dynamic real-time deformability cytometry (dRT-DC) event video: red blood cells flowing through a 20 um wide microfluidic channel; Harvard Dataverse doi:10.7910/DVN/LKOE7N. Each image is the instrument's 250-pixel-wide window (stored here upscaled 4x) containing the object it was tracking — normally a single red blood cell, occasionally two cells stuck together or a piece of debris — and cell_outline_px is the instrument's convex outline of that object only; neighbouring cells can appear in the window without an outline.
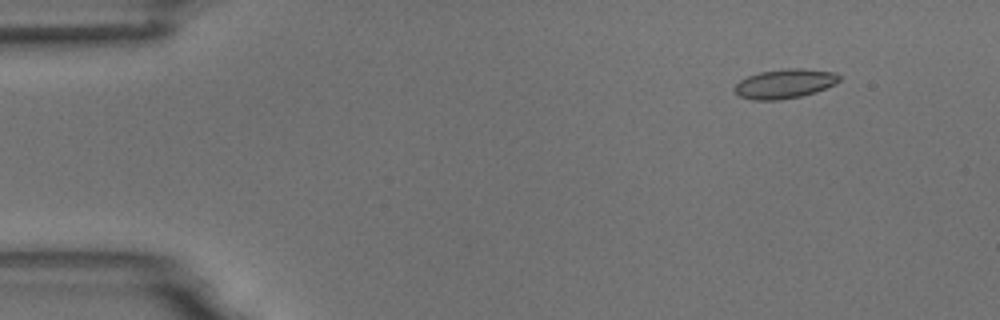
{"species": "common noctule bat (a hibernating species)", "species_latin": "Nyctalus noctula", "temperature_condition": "room temperature", "stored_images_in_passage": 5, "camera_frame_rate_fps": 3000, "um_per_image_px": 0.085, "animal": {"sex": "male", "body_mass_g": 18.8}, "frame": {"image": 1, "passage_image": 2, "time_ms": 1.333, "image_size_px": [1000, 320], "cell_outline_px": [[840, 80], [836, 84], [816, 92], [800, 96], [780, 100], [752, 100], [740, 96], [736, 92], [736, 84], [740, 80], [748, 76], [760, 72], [784, 68], [800, 68], [836, 72], [840, 76]], "centroid_in_image_um": [66.74, 7.11], "position_along_channel_um": 18.3, "area_um2": 17.92}}
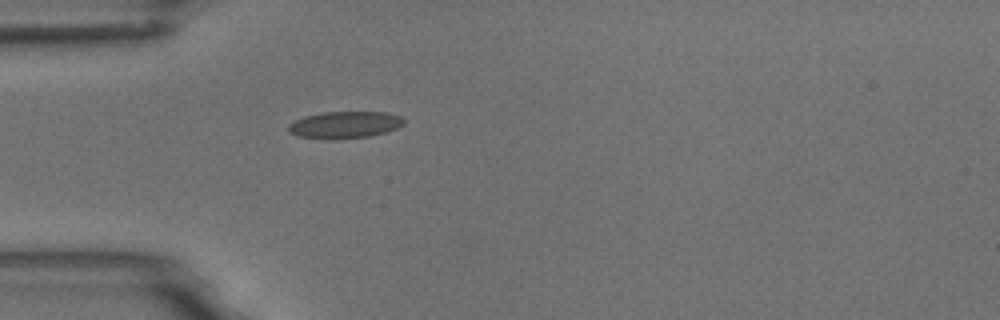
{"frame": {"image": 2, "passage_image": 5, "time_ms": 4.667, "image_size_px": [1000, 320], "cell_outline_px": [[404, 124], [396, 128], [384, 132], [368, 136], [296, 136], [288, 132], [288, 124], [304, 116], [320, 112], [388, 112], [400, 116], [404, 120]], "centroid_in_image_um": [29.32, 10.54], "position_along_channel_um": 55.7, "area_um2": 17.17}}